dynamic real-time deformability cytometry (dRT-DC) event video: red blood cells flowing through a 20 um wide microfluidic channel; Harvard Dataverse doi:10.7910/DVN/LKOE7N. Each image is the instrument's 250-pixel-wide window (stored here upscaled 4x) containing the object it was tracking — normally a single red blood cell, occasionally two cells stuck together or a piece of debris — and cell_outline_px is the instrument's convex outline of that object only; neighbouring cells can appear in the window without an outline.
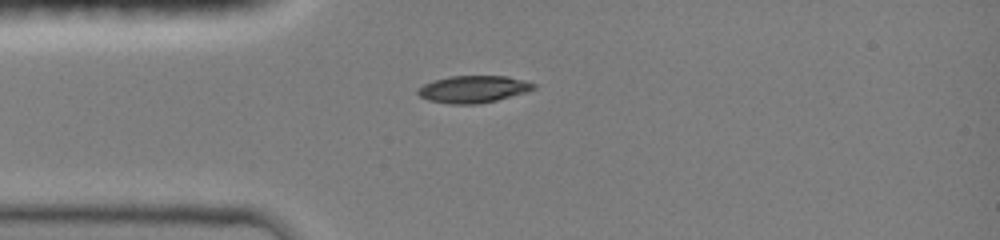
{"species": "common noctule bat (a hibernating species)", "species_latin": "Nyctalus noctula", "temperature_condition": "room temperature", "stored_images_in_passage": 56, "camera_frame_rate_fps": 3000, "um_per_image_px": 0.085, "animal": {"sex": "female", "body_mass_g": 19.0, "forearm_length_mm": 51.5}, "frame": {"image": 1, "passage_image": 1, "time_ms": 0.0, "image_size_px": [1000, 240], "cell_outline_px": [[536, 88], [524, 92], [496, 100], [476, 104], [452, 104], [428, 100], [420, 96], [416, 92], [424, 84], [448, 76], [508, 76], [524, 80], [536, 84]], "centroid_in_image_um": [40.23, 7.57], "position_along_channel_um": 44.8, "area_um2": 18.03}}
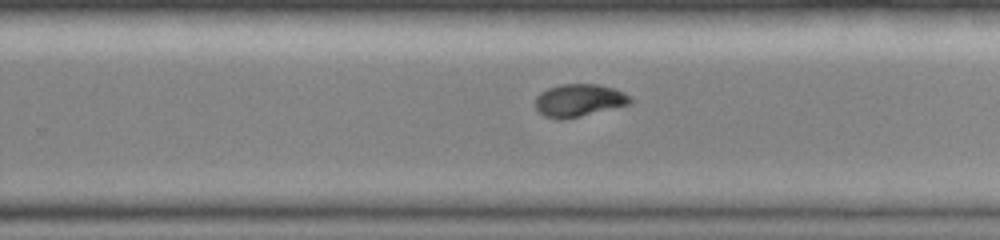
{"frame": {"image": 2, "passage_image": 28, "time_ms": 6.0, "image_size_px": [1000, 240], "cell_outline_px": [[632, 104], [580, 116], [560, 120], [544, 116], [536, 108], [536, 96], [540, 92], [548, 88], [560, 84], [600, 84], [612, 88], [628, 96], [632, 100]], "centroid_in_image_um": [49.19, 8.53], "position_along_channel_um": 280.6, "area_um2": 17.92}}
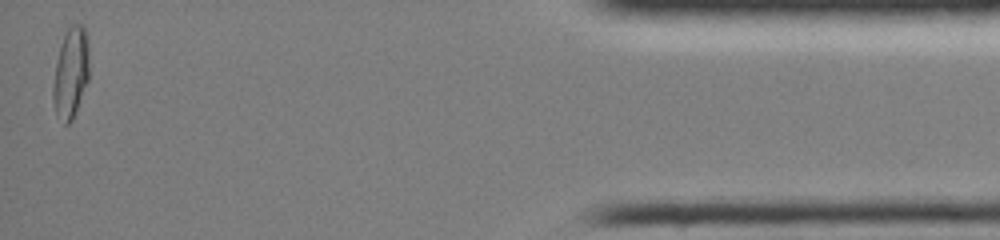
{"frame": {"image": 3, "passage_image": 54, "time_ms": 11.333, "image_size_px": [1000, 240], "cell_outline_px": [[88, 80], [76, 112], [72, 120], [68, 124], [64, 124], [56, 116], [52, 100], [52, 88], [56, 64], [60, 44], [68, 28], [72, 24], [80, 24], [84, 28], [88, 36]], "centroid_in_image_um": [6.0, 6.22], "position_along_channel_um": 429.2, "area_um2": 19.19}, "authors_computed_cell_mechanics": {"area_um2": 18.496, "velocity_mm_per_s": 4.1237, "shape_relaxation_time_tau1_ms": 3.668, "shape_relaxation_time_tau2_ms": 3.0076, "deformation_change_tau1": 0.1913, "deformation_change_tau2": 0.0505}}